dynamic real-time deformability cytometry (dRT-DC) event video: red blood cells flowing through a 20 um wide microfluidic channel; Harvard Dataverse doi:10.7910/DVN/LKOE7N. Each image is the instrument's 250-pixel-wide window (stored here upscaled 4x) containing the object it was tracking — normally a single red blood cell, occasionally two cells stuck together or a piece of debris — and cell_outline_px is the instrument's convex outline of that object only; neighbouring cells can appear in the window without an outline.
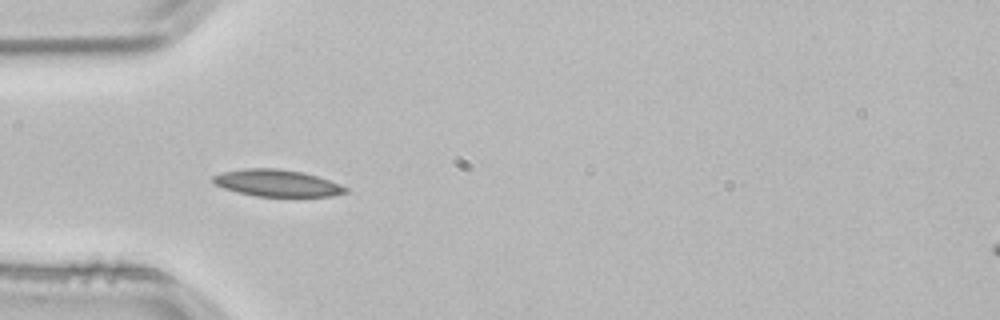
{"species": "common noctule bat (a hibernating species)", "species_latin": "Nyctalus noctula", "temperature_condition": "room temperature", "stored_images_in_passage": 3, "camera_frame_rate_fps": 3000, "um_per_image_px": 0.085, "animal": {"sex": "male", "body_mass_g": 21.5, "forearm_length_mm": 52.0}, "frame": {"image": 1, "passage_image": 3, "time_ms": 0.667, "image_size_px": [1000, 320], "cell_outline_px": [[348, 192], [332, 196], [256, 196], [224, 188], [216, 184], [212, 180], [212, 176], [220, 172], [244, 168], [280, 168], [304, 172], [340, 184], [348, 188]], "centroid_in_image_um": [23.55, 15.54], "position_along_channel_um": 61.5, "area_um2": 20.69}}